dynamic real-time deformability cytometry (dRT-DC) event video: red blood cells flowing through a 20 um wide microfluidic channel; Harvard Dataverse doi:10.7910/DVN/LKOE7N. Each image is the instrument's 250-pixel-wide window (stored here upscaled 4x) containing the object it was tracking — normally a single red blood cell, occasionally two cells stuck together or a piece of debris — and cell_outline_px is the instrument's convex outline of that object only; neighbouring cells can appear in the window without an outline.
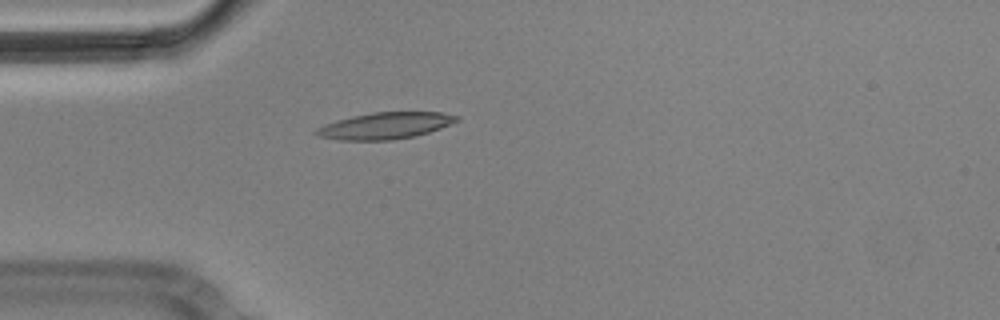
{"species": "Egyptian fruit bat (a non-hibernating species)", "species_latin": "Rousettus aegyptiacus", "temperature_condition": "cold", "stored_images_in_passage": 3, "camera_frame_rate_fps": 3000, "um_per_image_px": 0.085, "animal": {"sex": "male"}, "frame": {"image": 1, "passage_image": 3, "time_ms": 0.667, "image_size_px": [1000, 320], "cell_outline_px": [[460, 120], [440, 128], [416, 136], [392, 140], [340, 140], [320, 136], [312, 132], [316, 128], [324, 124], [336, 120], [352, 116], [372, 112], [440, 112], [460, 116]], "centroid_in_image_um": [32.74, 10.68], "position_along_channel_um": 52.3, "area_um2": 21.79}}